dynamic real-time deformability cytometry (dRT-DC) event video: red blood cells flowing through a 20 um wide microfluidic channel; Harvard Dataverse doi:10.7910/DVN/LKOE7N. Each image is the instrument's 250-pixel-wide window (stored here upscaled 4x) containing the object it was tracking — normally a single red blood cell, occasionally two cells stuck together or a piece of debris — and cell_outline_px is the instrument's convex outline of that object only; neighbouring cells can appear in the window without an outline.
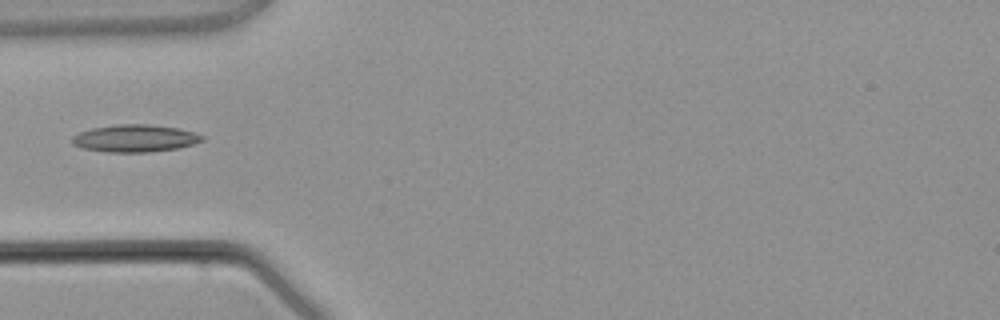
{"species": "common noctule bat (a hibernating species)", "species_latin": "Nyctalus noctula", "temperature_condition": "warm", "stored_images_in_passage": 4, "camera_frame_rate_fps": 3000, "um_per_image_px": 0.085, "animal": {"sex": "male", "body_mass_g": 21.5, "forearm_length_mm": 52.0}, "frame": {"image": 1, "passage_image": 4, "time_ms": 3.667, "image_size_px": [1000, 320], "cell_outline_px": [[204, 140], [180, 148], [148, 152], [108, 152], [80, 148], [72, 144], [72, 136], [80, 132], [92, 128], [116, 124], [148, 124], [180, 128], [204, 136]], "centroid_in_image_um": [11.46, 11.76], "position_along_channel_um": 73.5, "area_um2": 20.81}}